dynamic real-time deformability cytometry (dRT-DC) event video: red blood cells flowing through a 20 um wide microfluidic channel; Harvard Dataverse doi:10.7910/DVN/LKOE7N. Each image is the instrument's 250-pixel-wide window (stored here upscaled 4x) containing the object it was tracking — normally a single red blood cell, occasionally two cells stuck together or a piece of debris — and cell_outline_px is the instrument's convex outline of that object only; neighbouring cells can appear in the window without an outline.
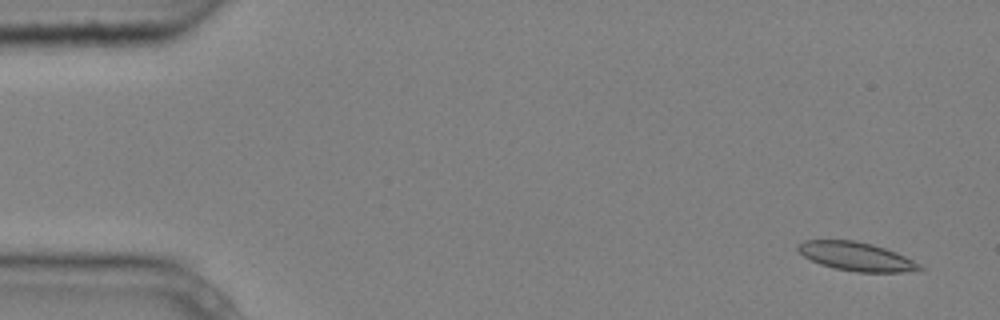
{"species": "common noctule bat (a hibernating species)", "species_latin": "Nyctalus noctula", "temperature_condition": "cold", "stored_images_in_passage": 4, "camera_frame_rate_fps": 3000, "um_per_image_px": 0.085, "animal": {"sex": "male", "body_mass_g": 20.4}, "frame": {"image": 1, "passage_image": 1, "time_ms": 0.0, "image_size_px": [1000, 320], "cell_outline_px": [[924, 268], [900, 272], [856, 272], [832, 268], [820, 264], [804, 256], [796, 248], [796, 244], [804, 240], [856, 240], [872, 244], [896, 252], [920, 264]], "centroid_in_image_um": [72.73, 21.79], "position_along_channel_um": 12.3, "area_um2": 20.23}}
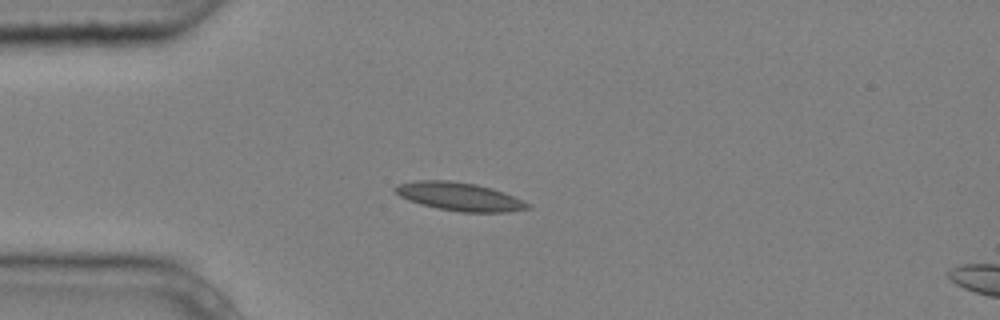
{"frame": {"image": 2, "passage_image": 4, "time_ms": 1.0, "image_size_px": [1000, 320], "cell_outline_px": [[532, 208], [508, 212], [460, 212], [436, 208], [420, 204], [408, 200], [400, 196], [392, 188], [396, 184], [416, 180], [448, 180], [476, 184], [492, 188], [504, 192], [524, 200], [532, 204]], "centroid_in_image_um": [39.07, 16.71], "position_along_channel_um": 45.9, "area_um2": 22.14}}